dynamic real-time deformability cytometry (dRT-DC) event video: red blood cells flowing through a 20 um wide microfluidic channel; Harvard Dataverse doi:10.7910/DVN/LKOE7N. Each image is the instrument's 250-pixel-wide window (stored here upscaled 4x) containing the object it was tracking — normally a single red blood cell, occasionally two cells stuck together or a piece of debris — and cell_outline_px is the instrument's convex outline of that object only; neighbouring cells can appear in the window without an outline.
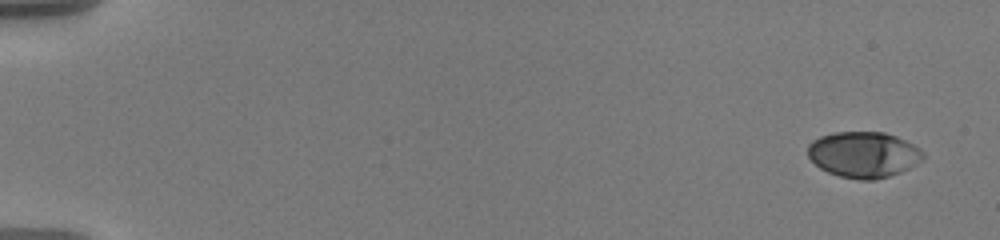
{"species": "human", "species_latin": "Homo sapiens", "temperature_condition": "warm", "stored_images_in_passage": 9, "camera_frame_rate_fps": 3000, "um_per_image_px": 0.085, "donor": {"sex": "male"}, "frame": {"image": 1, "passage_image": 1, "time_ms": 0.0, "image_size_px": [1000, 240], "cell_outline_px": [[924, 156], [916, 164], [900, 172], [888, 176], [872, 180], [860, 180], [840, 176], [828, 172], [820, 168], [808, 156], [808, 144], [812, 140], [820, 136], [832, 132], [884, 132], [896, 136], [920, 148], [924, 152]], "centroid_in_image_um": [73.38, 13.13], "position_along_channel_um": 11.6, "area_um2": 30.75}}
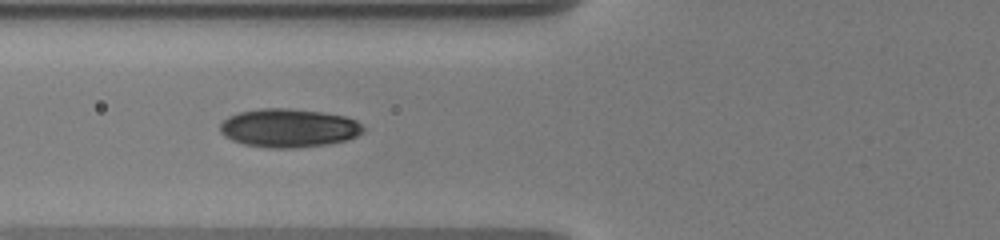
{"frame": {"image": 2, "passage_image": 8, "time_ms": 7.0, "image_size_px": [1000, 240], "cell_outline_px": [[364, 132], [348, 140], [328, 144], [292, 148], [268, 148], [244, 144], [232, 140], [224, 136], [220, 132], [220, 124], [228, 116], [240, 112], [264, 108], [288, 108], [324, 112], [344, 116], [356, 120], [364, 128]], "centroid_in_image_um": [24.55, 10.88], "position_along_channel_um": 101.3, "area_um2": 32.25}}
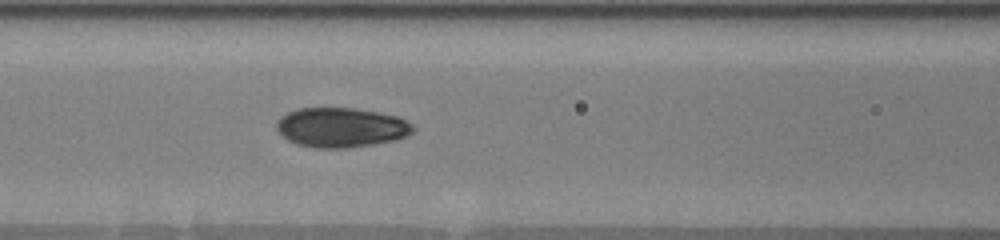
{"frame": {"image": 3, "passage_image": 9, "time_ms": 8.0, "image_size_px": [1000, 240], "cell_outline_px": [[416, 128], [408, 136], [396, 140], [348, 148], [316, 148], [296, 144], [288, 140], [276, 128], [276, 120], [280, 116], [296, 108], [356, 108], [380, 112], [400, 116], [412, 124]], "centroid_in_image_um": [29.02, 10.82], "position_along_channel_um": 137.6, "area_um2": 31.91}}